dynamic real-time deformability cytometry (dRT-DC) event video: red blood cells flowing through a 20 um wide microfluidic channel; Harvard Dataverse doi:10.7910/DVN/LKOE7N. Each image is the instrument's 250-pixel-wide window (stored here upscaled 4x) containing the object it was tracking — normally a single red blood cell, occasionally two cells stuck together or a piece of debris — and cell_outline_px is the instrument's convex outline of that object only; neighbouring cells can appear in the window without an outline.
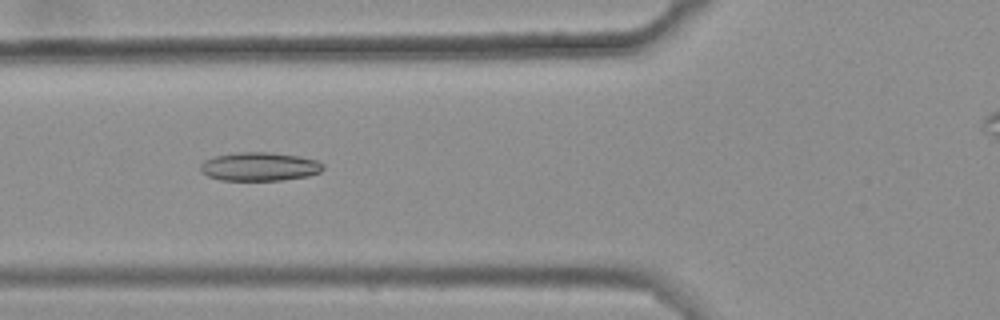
{"species": "common noctule bat (a hibernating species)", "species_latin": "Nyctalus noctula", "temperature_condition": "warm", "stored_images_in_passage": 48, "camera_frame_rate_fps": 3000, "um_per_image_px": 0.085, "animal": {"sex": "female", "body_mass_g": 25.1}, "frame": {"image": 1, "passage_image": 21, "time_ms": 6.667, "image_size_px": [1000, 320], "cell_outline_px": [[324, 168], [320, 172], [308, 176], [280, 180], [220, 180], [208, 176], [200, 172], [200, 164], [204, 160], [216, 156], [236, 152], [272, 152], [300, 156], [316, 160], [324, 164]], "centroid_in_image_um": [22.05, 14.15], "position_along_channel_um": 103.7, "area_um2": 20.58}}
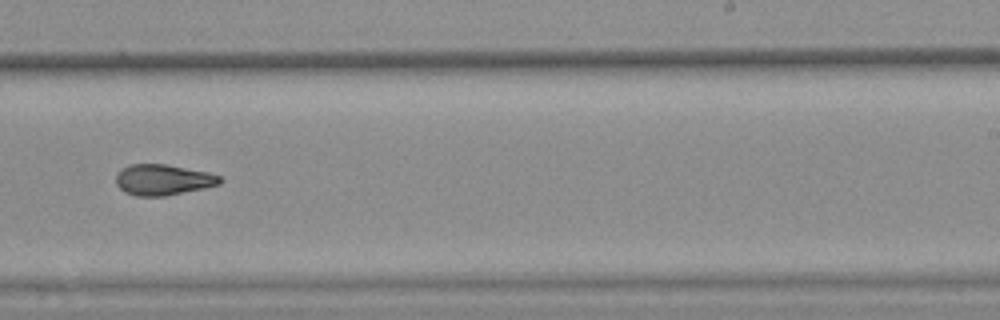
{"frame": {"image": 2, "passage_image": 35, "time_ms": 11.333, "image_size_px": [1000, 320], "cell_outline_px": [[224, 180], [220, 184], [204, 188], [164, 196], [136, 196], [124, 192], [116, 184], [116, 172], [120, 168], [128, 164], [164, 164], [208, 172], [220, 176]], "centroid_in_image_um": [13.82, 15.27], "position_along_channel_um": 275.2, "area_um2": 18.79}}
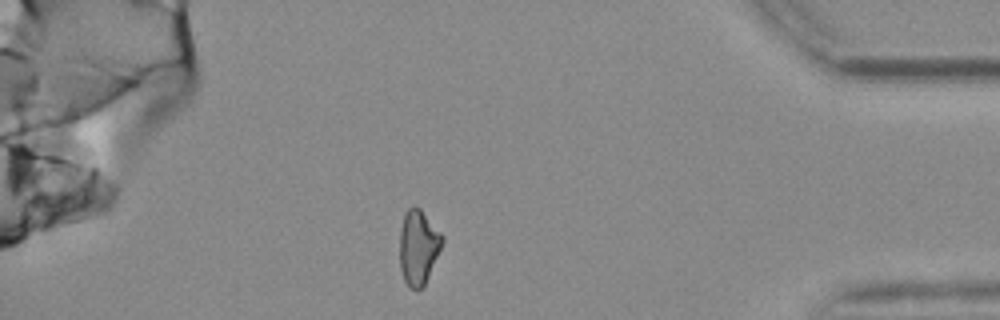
{"frame": {"image": 3, "passage_image": 48, "time_ms": 15.667, "image_size_px": [1000, 320], "cell_outline_px": [[444, 240], [428, 276], [424, 284], [416, 292], [408, 288], [404, 280], [400, 268], [400, 228], [404, 212], [412, 204], [416, 204], [420, 208], [444, 236]], "centroid_in_image_um": [35.53, 20.98], "position_along_channel_um": 399.7, "area_um2": 18.73}, "authors_computed_cell_mechanics": {"area_um2": 19.2763, "velocity_mm_per_s": 3.6789, "shape_relaxation_time_tau1_ms": null, "shape_relaxation_time_tau2_ms": 2.4789, "deformation_change_tau1": null, "deformation_change_tau2": 0.099}}